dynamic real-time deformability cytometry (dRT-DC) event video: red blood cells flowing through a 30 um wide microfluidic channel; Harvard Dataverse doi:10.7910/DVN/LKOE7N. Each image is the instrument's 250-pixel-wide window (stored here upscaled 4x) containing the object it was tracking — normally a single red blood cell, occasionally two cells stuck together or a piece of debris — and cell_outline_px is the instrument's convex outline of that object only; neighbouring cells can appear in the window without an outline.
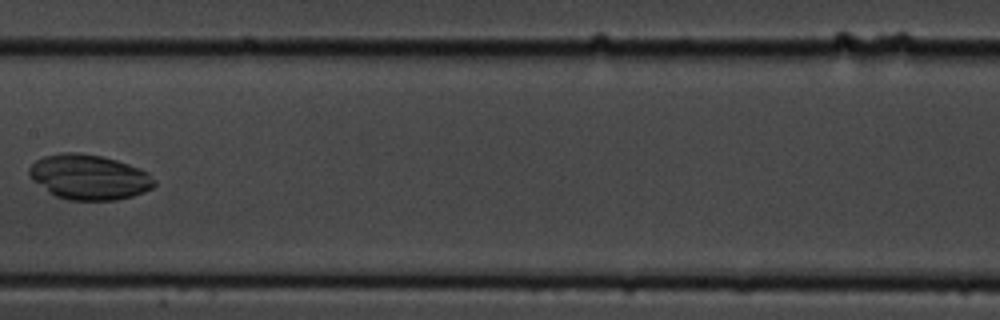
{"species": "common noctule bat (a hibernating species)", "species_latin": "Nyctalus noctula", "temperature_condition": "cold", "stored_images_in_passage": 14, "camera_frame_rate_fps": 3000, "um_per_image_px": 0.085, "animal": {"sex": "male", "body_mass_g": 19.5, "forearm_length_mm": 54.6}, "frame": {"image": 1, "passage_image": 7, "time_ms": 8.0, "image_size_px": [1000, 320], "cell_outline_px": [[156, 184], [152, 188], [144, 192], [132, 196], [116, 200], [68, 200], [56, 196], [32, 180], [28, 172], [28, 168], [36, 160], [44, 156], [60, 152], [76, 152], [100, 156], [116, 160], [128, 164], [148, 172], [156, 180]], "centroid_in_image_um": [7.57, 15.05], "position_along_channel_um": 199.8, "area_um2": 32.83}}